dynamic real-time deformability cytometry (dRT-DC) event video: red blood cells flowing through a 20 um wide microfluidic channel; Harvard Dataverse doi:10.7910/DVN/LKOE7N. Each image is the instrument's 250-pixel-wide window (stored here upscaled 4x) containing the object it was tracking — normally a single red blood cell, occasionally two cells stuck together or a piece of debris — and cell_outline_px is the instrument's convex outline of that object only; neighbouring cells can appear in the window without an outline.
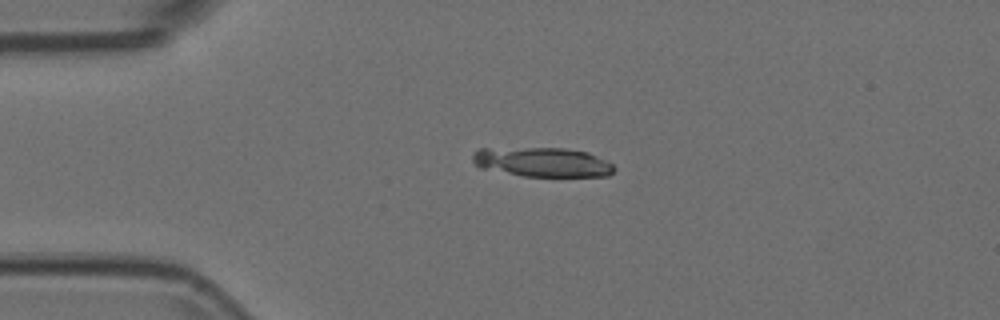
{"species": "Egyptian fruit bat (a non-hibernating species)", "species_latin": "Rousettus aegyptiacus", "temperature_condition": "room temperature", "stored_images_in_passage": 9, "camera_frame_rate_fps": 3000, "um_per_image_px": 0.085, "animal": {"sex": "female"}, "frame": {"image": 1, "passage_image": 3, "time_ms": 0.667, "image_size_px": [1000, 320], "cell_outline_px": [[616, 168], [608, 176], [524, 176], [480, 168], [472, 160], [472, 152], [480, 148], [564, 148], [588, 152], [612, 164]], "centroid_in_image_um": [46.07, 13.77], "position_along_channel_um": 38.9, "area_um2": 24.22}}
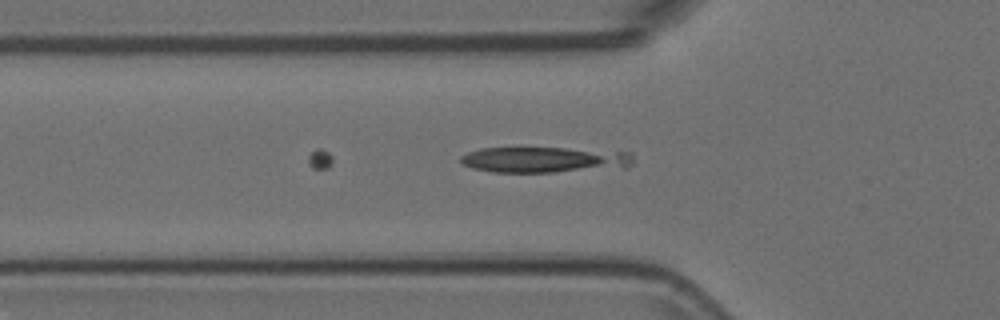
{"frame": {"image": 2, "passage_image": 9, "time_ms": 2.667, "image_size_px": [1000, 320], "cell_outline_px": [[632, 164], [628, 168], [552, 172], [492, 172], [472, 168], [464, 164], [460, 160], [460, 156], [468, 152], [480, 148], [564, 148], [632, 152]], "centroid_in_image_um": [46.32, 13.58], "position_along_channel_um": 79.5, "area_um2": 26.13}}